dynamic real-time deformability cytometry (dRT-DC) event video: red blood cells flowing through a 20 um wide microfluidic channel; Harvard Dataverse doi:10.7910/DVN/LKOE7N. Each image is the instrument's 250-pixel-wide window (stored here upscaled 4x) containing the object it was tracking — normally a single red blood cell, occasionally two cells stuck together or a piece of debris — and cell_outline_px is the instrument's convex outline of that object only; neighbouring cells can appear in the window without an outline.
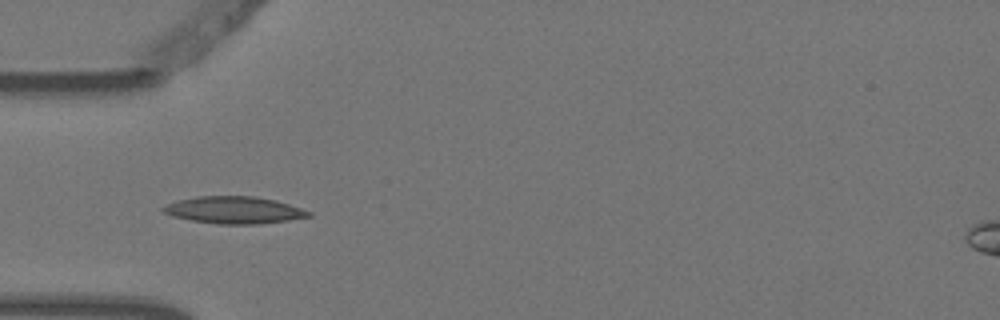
{"species": "Egyptian fruit bat (a non-hibernating species)", "species_latin": "Rousettus aegyptiacus", "temperature_condition": "warm", "stored_images_in_passage": 7, "camera_frame_rate_fps": 3000, "um_per_image_px": 0.085, "animal": {"sex": "female"}, "frame": {"image": 1, "passage_image": 5, "time_ms": 1.333, "image_size_px": [1000, 320], "cell_outline_px": [[312, 216], [288, 220], [260, 224], [220, 224], [192, 220], [172, 216], [164, 212], [160, 208], [176, 200], [196, 196], [252, 196], [276, 200], [312, 212]], "centroid_in_image_um": [19.89, 17.85], "position_along_channel_um": 65.1, "area_um2": 22.89}}
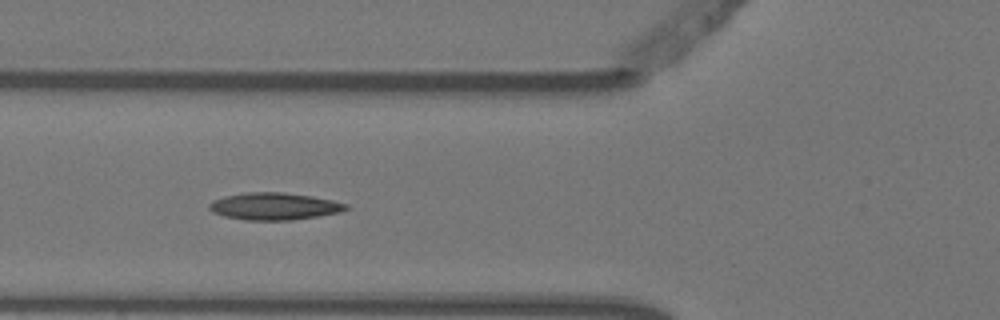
{"frame": {"image": 2, "passage_image": 6, "time_ms": 1.667, "image_size_px": [1000, 320], "cell_outline_px": [[348, 208], [340, 212], [316, 216], [288, 220], [244, 220], [224, 216], [212, 212], [208, 208], [208, 204], [212, 200], [224, 196], [248, 192], [284, 192], [312, 196], [332, 200], [348, 204]], "centroid_in_image_um": [23.27, 17.53], "position_along_channel_um": 102.5, "area_um2": 21.62}}
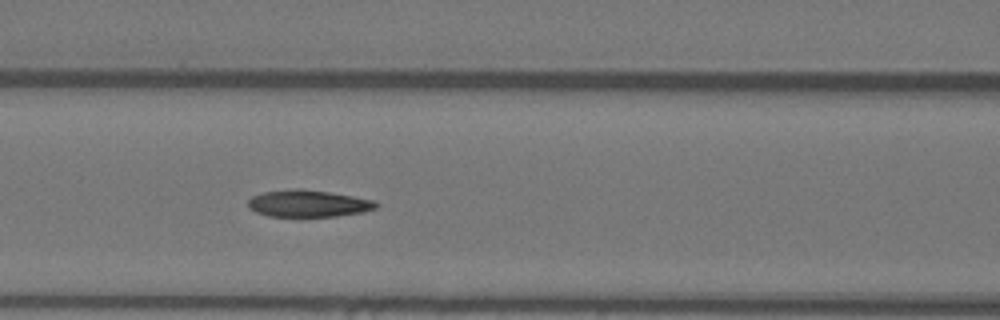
{"frame": {"image": 3, "passage_image": 7, "time_ms": 2.0, "image_size_px": [1000, 320], "cell_outline_px": [[380, 204], [376, 208], [364, 212], [336, 216], [268, 216], [256, 212], [248, 208], [248, 200], [252, 196], [260, 192], [300, 188], [328, 192], [352, 196], [372, 200]], "centroid_in_image_um": [26.17, 17.29], "position_along_channel_um": 140.4, "area_um2": 20.06}}